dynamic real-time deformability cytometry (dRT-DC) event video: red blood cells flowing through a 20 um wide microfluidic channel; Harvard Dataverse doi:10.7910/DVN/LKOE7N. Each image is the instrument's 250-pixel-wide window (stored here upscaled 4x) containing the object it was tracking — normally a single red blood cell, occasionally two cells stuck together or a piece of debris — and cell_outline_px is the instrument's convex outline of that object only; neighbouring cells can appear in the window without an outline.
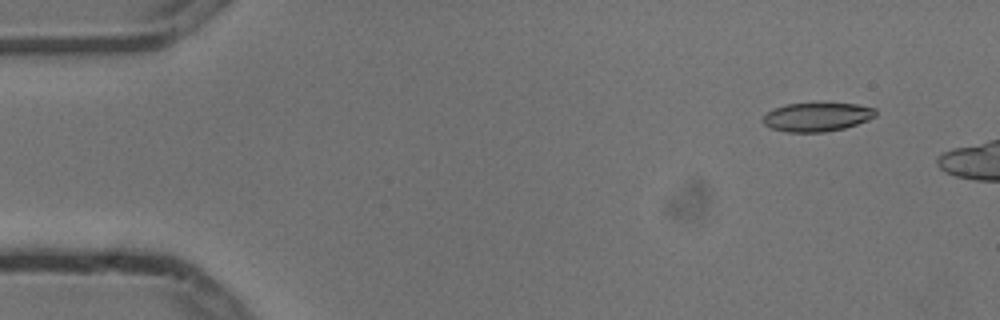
{"species": "common noctule bat (a hibernating species)", "species_latin": "Nyctalus noctula", "temperature_condition": "cold", "stored_images_in_passage": 3, "camera_frame_rate_fps": 3000, "um_per_image_px": 0.085, "animal": {"sex": "male", "body_mass_g": 13.3}, "frame": {"image": 1, "passage_image": 1, "time_ms": 0.0, "image_size_px": [1000, 320], "cell_outline_px": [[876, 116], [868, 120], [844, 128], [824, 132], [788, 132], [772, 128], [764, 124], [764, 116], [768, 112], [776, 108], [788, 104], [856, 104], [876, 108]], "centroid_in_image_um": [69.49, 9.95], "position_along_channel_um": 15.5, "area_um2": 18.5}}